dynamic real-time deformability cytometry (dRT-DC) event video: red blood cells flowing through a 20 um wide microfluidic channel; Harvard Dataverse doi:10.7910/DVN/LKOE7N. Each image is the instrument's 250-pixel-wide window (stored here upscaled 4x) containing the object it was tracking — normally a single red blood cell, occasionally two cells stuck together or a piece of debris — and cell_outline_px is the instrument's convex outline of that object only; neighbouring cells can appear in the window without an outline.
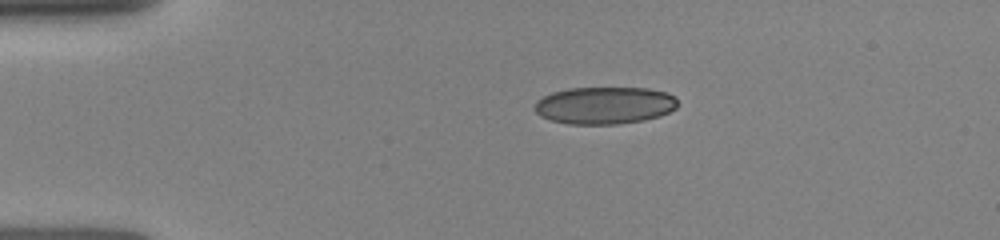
{"species": "human", "species_latin": "Homo sapiens", "temperature_condition": "room temperature", "stored_images_in_passage": 11, "camera_frame_rate_fps": 3000, "um_per_image_px": 0.085, "donor": {"sex": "female"}, "frame": {"image": 1, "passage_image": 1, "time_ms": 0.0, "image_size_px": [1000, 240], "cell_outline_px": [[676, 108], [660, 116], [644, 120], [616, 124], [568, 124], [552, 120], [540, 116], [532, 108], [536, 100], [552, 92], [568, 88], [648, 88], [664, 92], [676, 96]], "centroid_in_image_um": [51.35, 8.95], "position_along_channel_um": 33.6, "area_um2": 31.15}}
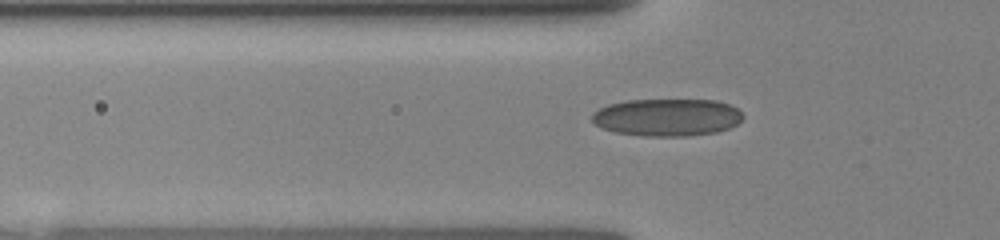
{"frame": {"image": 2, "passage_image": 6, "time_ms": 2.0, "image_size_px": [1000, 240], "cell_outline_px": [[744, 116], [736, 124], [728, 128], [716, 132], [684, 136], [644, 136], [616, 132], [600, 128], [592, 120], [592, 112], [608, 104], [628, 100], [716, 100], [728, 104], [736, 108]], "centroid_in_image_um": [56.67, 9.97], "position_along_channel_um": 69.1, "area_um2": 32.83}}
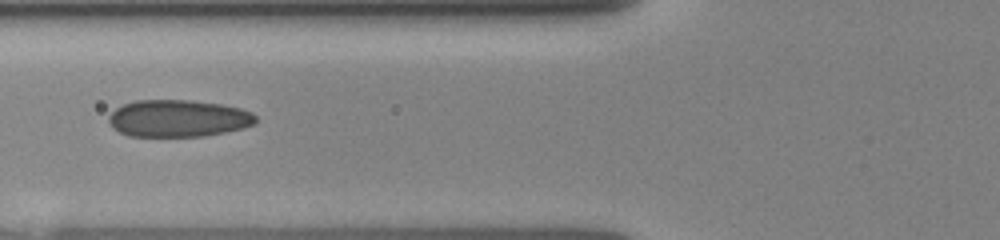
{"frame": {"image": 3, "passage_image": 10, "time_ms": 3.0, "image_size_px": [1000, 240], "cell_outline_px": [[256, 124], [244, 128], [204, 136], [128, 136], [112, 128], [108, 120], [108, 116], [116, 108], [124, 104], [136, 100], [188, 100], [220, 104], [240, 108], [252, 112], [256, 116]], "centroid_in_image_um": [15.15, 10.06], "position_along_channel_um": 110.7, "area_um2": 31.85}}